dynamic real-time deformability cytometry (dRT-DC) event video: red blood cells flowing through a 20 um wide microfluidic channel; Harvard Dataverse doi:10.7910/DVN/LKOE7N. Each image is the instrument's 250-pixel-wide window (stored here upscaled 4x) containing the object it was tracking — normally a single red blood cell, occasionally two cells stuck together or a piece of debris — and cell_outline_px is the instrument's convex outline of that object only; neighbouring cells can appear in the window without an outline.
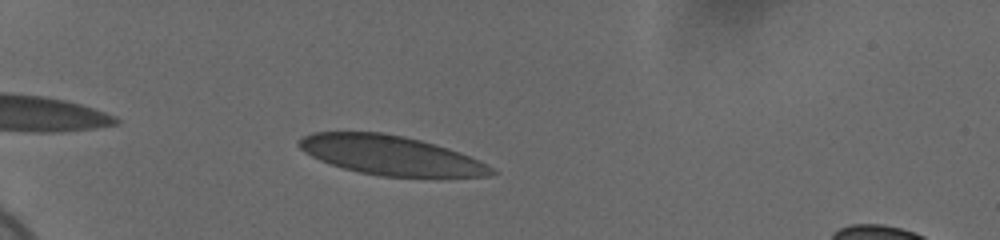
{"species": "human", "species_latin": "Homo sapiens", "temperature_condition": "cold", "stored_images_in_passage": 39, "camera_frame_rate_fps": 3000, "um_per_image_px": 0.085, "donor": {"sex": "female"}, "frame": {"image": 1, "passage_image": 4, "time_ms": 1.0, "image_size_px": [1000, 240], "cell_outline_px": [[496, 172], [488, 176], [380, 176], [360, 172], [344, 168], [320, 160], [304, 152], [296, 144], [304, 136], [312, 132], [380, 132], [404, 136], [436, 144], [460, 152], [480, 160], [488, 164]], "centroid_in_image_um": [33.2, 13.19], "position_along_channel_um": 51.8, "area_um2": 43.64}}
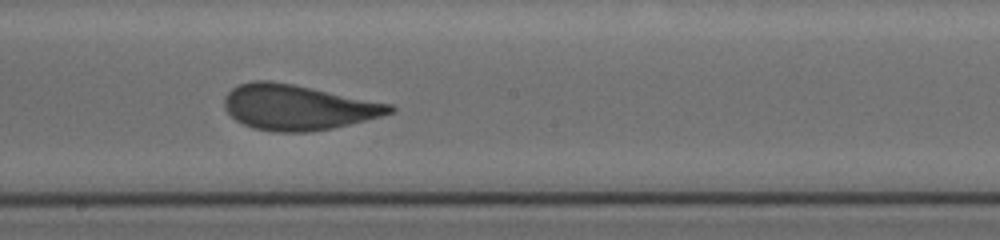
{"frame": {"image": 2, "passage_image": 21, "time_ms": 6.667, "image_size_px": [1000, 240], "cell_outline_px": [[396, 112], [332, 128], [308, 132], [272, 132], [252, 128], [236, 120], [224, 108], [224, 96], [232, 88], [240, 84], [252, 80], [268, 80], [292, 84], [392, 104], [396, 108]], "centroid_in_image_um": [25.29, 9.12], "position_along_channel_um": 222.9, "area_um2": 43.52}}
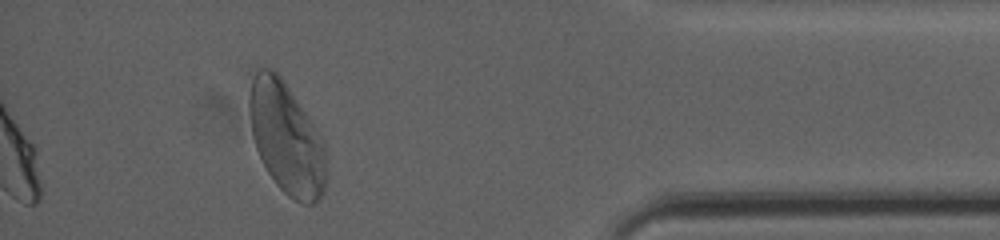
{"frame": {"image": 3, "passage_image": 39, "time_ms": 12.667, "image_size_px": [1000, 240], "cell_outline_px": [[324, 192], [316, 204], [304, 204], [288, 196], [276, 184], [268, 172], [256, 148], [252, 136], [248, 112], [248, 72], [260, 68], [272, 68], [284, 80], [320, 132], [324, 140]], "centroid_in_image_um": [24.29, 11.65], "position_along_channel_um": 410.9, "area_um2": 50.69}, "authors_computed_cell_mechanics": {"area_um2": 43.8124, "velocity_mm_per_s": 3.6593, "shape_relaxation_time_tau1_ms": 4.9898, "shape_relaxation_time_tau2_ms": null, "deformation_change_tau1": 0.1503, "deformation_change_tau2": null}}